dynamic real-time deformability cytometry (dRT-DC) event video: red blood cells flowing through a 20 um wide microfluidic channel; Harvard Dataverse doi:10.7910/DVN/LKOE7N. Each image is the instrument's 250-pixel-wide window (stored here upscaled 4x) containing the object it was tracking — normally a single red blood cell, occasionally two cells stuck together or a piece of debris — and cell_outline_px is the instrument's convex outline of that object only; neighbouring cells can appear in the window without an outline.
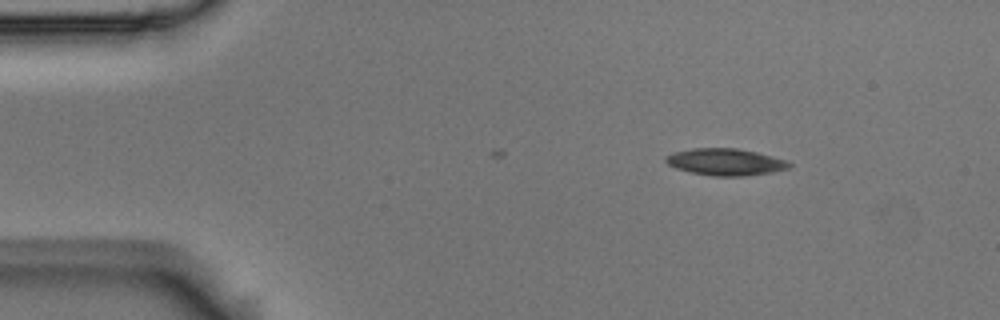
{"species": "Egyptian fruit bat (a non-hibernating species)", "species_latin": "Rousettus aegyptiacus", "temperature_condition": "room temperature", "stored_images_in_passage": 35, "camera_frame_rate_fps": 3000, "um_per_image_px": 0.085, "animal": {"sex": "male"}, "frame": {"image": 1, "passage_image": 1, "time_ms": 0.0, "image_size_px": [1000, 320], "cell_outline_px": [[792, 168], [772, 172], [744, 176], [712, 176], [692, 172], [676, 168], [668, 164], [664, 160], [664, 156], [676, 152], [692, 148], [736, 148], [756, 152], [788, 160], [792, 164]], "centroid_in_image_um": [61.7, 13.77], "position_along_channel_um": 23.3, "area_um2": 19.36}}
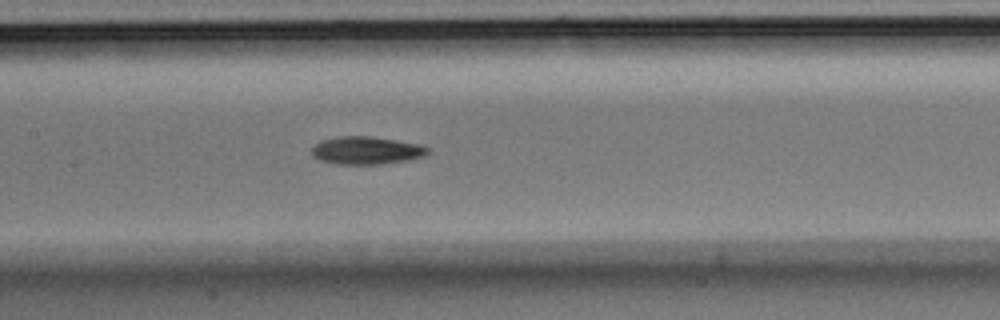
{"frame": {"image": 2, "passage_image": 19, "time_ms": 6.0, "image_size_px": [1000, 320], "cell_outline_px": [[432, 152], [428, 156], [412, 160], [380, 164], [336, 164], [316, 160], [312, 156], [312, 148], [320, 140], [336, 136], [372, 136], [420, 144], [428, 148]], "centroid_in_image_um": [31.18, 12.79], "position_along_channel_um": 176.2, "area_um2": 19.31}}
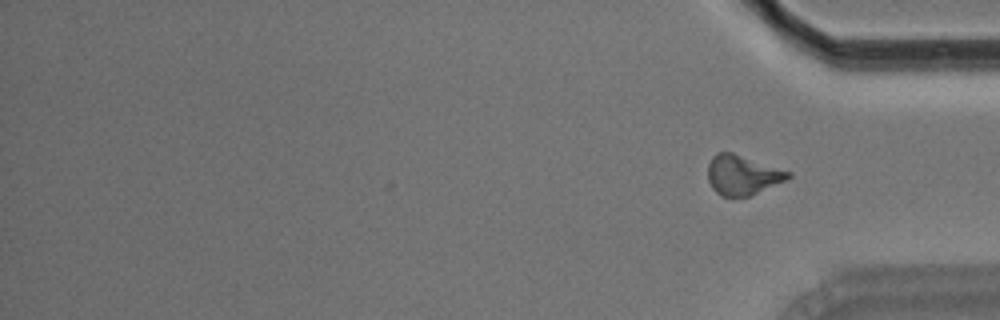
{"frame": {"image": 3, "passage_image": 35, "time_ms": 11.333, "image_size_px": [1000, 320], "cell_outline_px": [[792, 176], [788, 180], [748, 196], [720, 196], [712, 188], [708, 180], [708, 164], [712, 156], [716, 152], [732, 152], [792, 172]], "centroid_in_image_um": [63.11, 14.87], "position_along_channel_um": 372.1, "area_um2": 18.67}, "authors_computed_cell_mechanics": {"area_um2": 18.4382, "velocity_mm_per_s": 3.7138, "shape_relaxation_time_tau1_ms": 6.4123, "shape_relaxation_time_tau2_ms": null, "deformation_change_tau1": 0.16, "deformation_change_tau2": null}}